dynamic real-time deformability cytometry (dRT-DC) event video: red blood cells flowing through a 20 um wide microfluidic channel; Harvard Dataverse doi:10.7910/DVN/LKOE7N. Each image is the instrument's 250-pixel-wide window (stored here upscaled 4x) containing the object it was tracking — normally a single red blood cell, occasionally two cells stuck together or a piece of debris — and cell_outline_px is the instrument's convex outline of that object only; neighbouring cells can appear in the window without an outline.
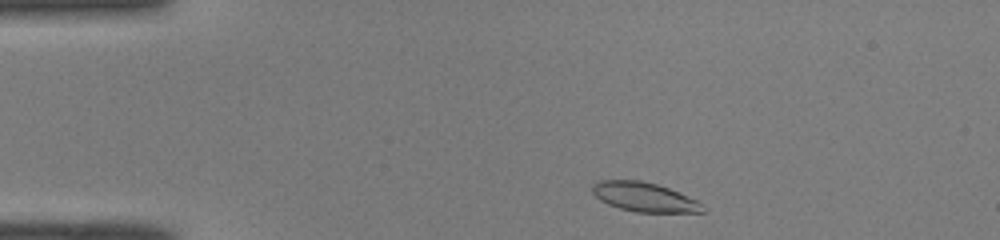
{"species": "common noctule bat (a hibernating species)", "species_latin": "Nyctalus noctula", "temperature_condition": "room temperature", "stored_images_in_passage": 43, "camera_frame_rate_fps": 3000, "um_per_image_px": 0.085, "animal": {"sex": "male", "body_mass_g": 19.0, "forearm_length_mm": 50.8}, "frame": {"image": 1, "passage_image": 2, "time_ms": 0.333, "image_size_px": [1000, 240], "cell_outline_px": [[704, 212], [636, 212], [620, 208], [608, 204], [600, 200], [592, 192], [592, 184], [600, 180], [640, 180], [656, 184], [668, 188], [696, 200], [704, 204]], "centroid_in_image_um": [54.75, 16.75], "position_along_channel_um": 30.3, "area_um2": 18.67}}
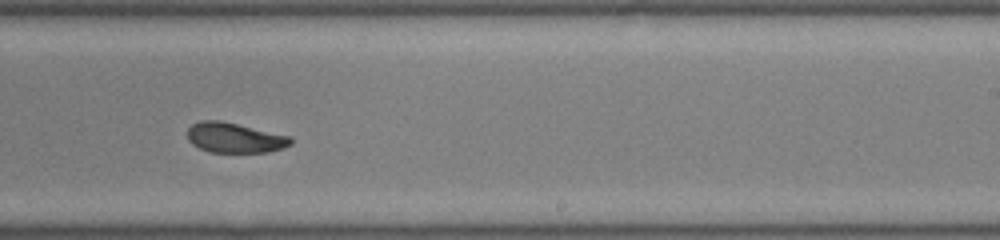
{"frame": {"image": 2, "passage_image": 24, "time_ms": 7.667, "image_size_px": [1000, 240], "cell_outline_px": [[292, 144], [284, 148], [268, 152], [208, 152], [192, 144], [188, 140], [188, 128], [192, 124], [200, 120], [220, 120], [292, 136]], "centroid_in_image_um": [19.96, 11.7], "position_along_channel_um": 269.0, "area_um2": 18.26}}
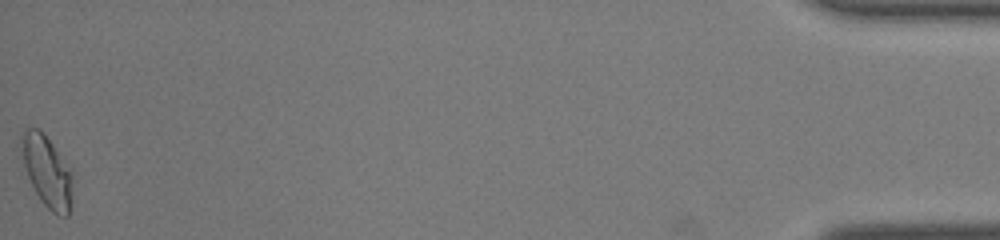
{"frame": {"image": 3, "passage_image": 43, "time_ms": 14.0, "image_size_px": [1000, 240], "cell_outline_px": [[72, 204], [68, 216], [56, 216], [40, 200], [28, 176], [24, 164], [20, 140], [24, 132], [28, 128], [40, 128], [44, 132], [52, 144], [72, 176]], "centroid_in_image_um": [4.0, 14.61], "position_along_channel_um": 431.2, "area_um2": 20.81}, "authors_computed_cell_mechanics": {"area_um2": 19.1318, "velocity_mm_per_s": 4.0548, "shape_relaxation_time_tau1_ms": 6.1789, "shape_relaxation_time_tau2_ms": 2.0951, "deformation_change_tau1": 0.2009, "deformation_change_tau2": 0.0718}}